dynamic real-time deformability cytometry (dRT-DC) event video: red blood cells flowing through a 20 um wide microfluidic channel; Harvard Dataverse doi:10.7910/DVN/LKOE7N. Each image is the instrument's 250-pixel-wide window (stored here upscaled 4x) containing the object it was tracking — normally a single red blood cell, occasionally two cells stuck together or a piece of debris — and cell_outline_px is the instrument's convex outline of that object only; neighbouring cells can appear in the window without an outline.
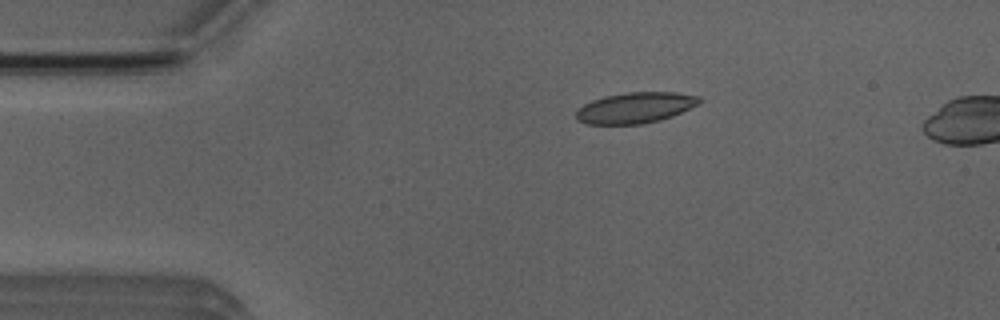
{"species": "Egyptian fruit bat (a non-hibernating species)", "species_latin": "Rousettus aegyptiacus", "temperature_condition": "room temperature", "stored_images_in_passage": 5, "camera_frame_rate_fps": 3000, "um_per_image_px": 0.085, "animal": {"sex": "male"}, "frame": {"image": 1, "passage_image": 3, "time_ms": 2.0, "image_size_px": [1000, 320], "cell_outline_px": [[700, 104], [672, 116], [660, 120], [644, 124], [584, 124], [576, 120], [576, 112], [584, 104], [592, 100], [604, 96], [628, 92], [676, 92], [700, 96]], "centroid_in_image_um": [54.0, 9.16], "position_along_channel_um": 31.0, "area_um2": 22.25}}